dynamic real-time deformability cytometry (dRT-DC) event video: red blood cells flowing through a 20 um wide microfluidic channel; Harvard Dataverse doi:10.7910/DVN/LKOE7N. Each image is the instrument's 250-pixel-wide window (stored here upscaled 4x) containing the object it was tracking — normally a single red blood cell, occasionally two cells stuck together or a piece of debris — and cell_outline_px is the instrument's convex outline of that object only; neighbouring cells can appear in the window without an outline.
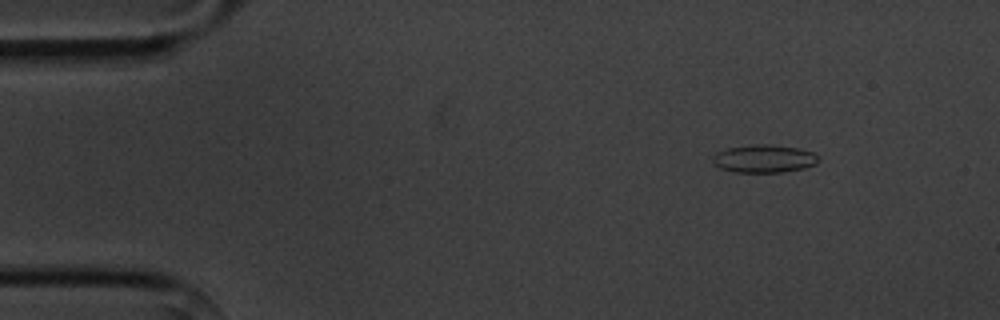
{"species": "common noctule bat (a hibernating species)", "species_latin": "Nyctalus noctula", "temperature_condition": "cold", "stored_images_in_passage": 7, "camera_frame_rate_fps": 3000, "um_per_image_px": 0.085, "animal": {"sex": "male", "body_mass_g": 20.1, "forearm_length_mm": 53.5}, "frame": {"image": 1, "passage_image": 2, "time_ms": 2.0, "image_size_px": [1000, 320], "cell_outline_px": [[820, 160], [816, 164], [804, 168], [784, 172], [732, 172], [720, 168], [712, 160], [712, 156], [716, 152], [728, 148], [752, 144], [768, 144], [796, 148], [812, 152], [820, 156]], "centroid_in_image_um": [64.95, 13.49], "position_along_channel_um": 20.0, "area_um2": 17.28}}
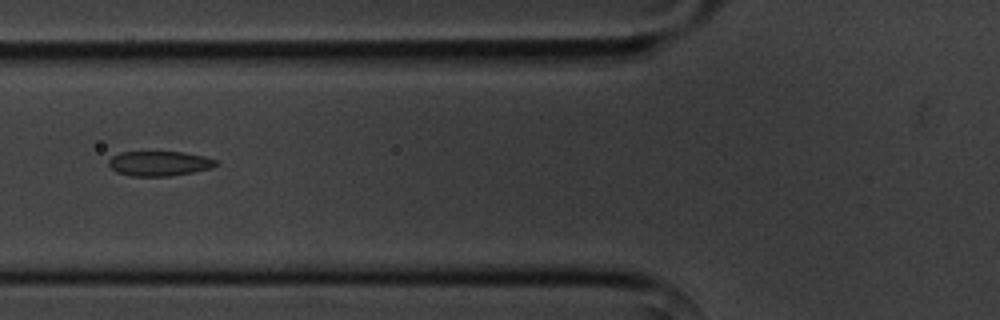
{"frame": {"image": 2, "passage_image": 6, "time_ms": 6.667, "image_size_px": [1000, 320], "cell_outline_px": [[216, 164], [212, 168], [172, 176], [132, 176], [116, 172], [108, 164], [108, 160], [112, 156], [120, 152], [184, 152], [204, 156], [216, 160]], "centroid_in_image_um": [13.52, 13.89], "position_along_channel_um": 112.3, "area_um2": 15.49}}
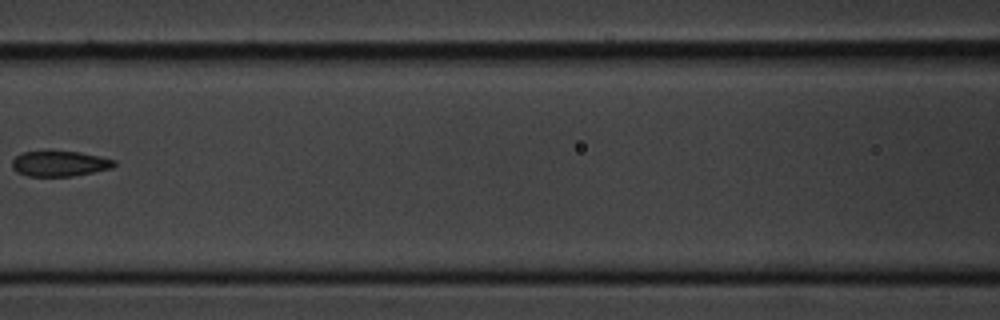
{"frame": {"image": 3, "passage_image": 7, "time_ms": 8.0, "image_size_px": [1000, 320], "cell_outline_px": [[116, 164], [112, 168], [72, 176], [28, 176], [16, 172], [12, 168], [12, 160], [16, 156], [24, 152], [44, 148], [80, 152], [100, 156], [116, 160]], "centroid_in_image_um": [5.03, 13.86], "position_along_channel_um": 161.6, "area_um2": 15.78}}